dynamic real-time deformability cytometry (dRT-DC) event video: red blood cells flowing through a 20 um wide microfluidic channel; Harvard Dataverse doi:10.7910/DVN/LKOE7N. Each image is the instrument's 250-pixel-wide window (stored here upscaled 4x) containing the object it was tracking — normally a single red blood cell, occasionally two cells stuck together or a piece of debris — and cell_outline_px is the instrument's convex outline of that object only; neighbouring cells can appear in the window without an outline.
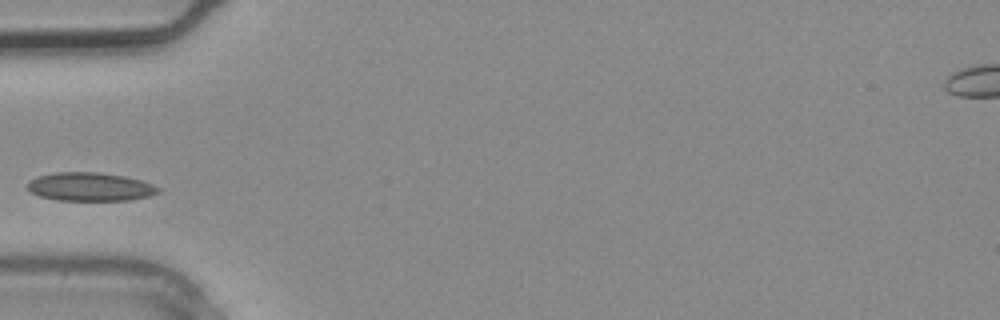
{"species": "common noctule bat (a hibernating species)", "species_latin": "Nyctalus noctula", "temperature_condition": "warm", "stored_images_in_passage": 2, "camera_frame_rate_fps": 3000, "um_per_image_px": 0.085, "animal": {"sex": "male", "body_mass_g": 20.4}, "frame": {"image": 1, "passage_image": 2, "time_ms": 0.333, "image_size_px": [1000, 320], "cell_outline_px": [[160, 192], [148, 196], [128, 200], [56, 200], [40, 196], [28, 192], [28, 180], [36, 176], [56, 172], [100, 172], [124, 176], [140, 180], [152, 184], [160, 188]], "centroid_in_image_um": [7.61, 15.87], "position_along_channel_um": 77.4, "area_um2": 21.79}}